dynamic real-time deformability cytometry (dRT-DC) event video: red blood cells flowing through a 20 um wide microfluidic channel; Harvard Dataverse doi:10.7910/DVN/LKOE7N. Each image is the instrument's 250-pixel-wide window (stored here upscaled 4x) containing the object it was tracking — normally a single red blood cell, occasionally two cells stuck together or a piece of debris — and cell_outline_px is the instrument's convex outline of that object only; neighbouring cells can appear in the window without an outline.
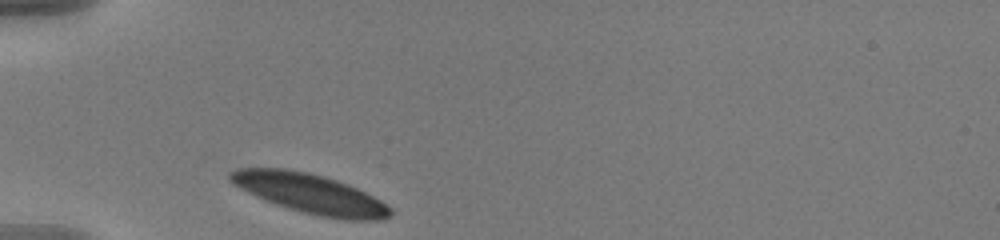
{"species": "human", "species_latin": "Homo sapiens", "temperature_condition": "warm", "stored_images_in_passage": 31, "camera_frame_rate_fps": 3000, "um_per_image_px": 0.085, "donor": {"sex": "male"}, "frame": {"image": 1, "passage_image": 1, "time_ms": 0.0, "image_size_px": [1000, 240], "cell_outline_px": [[392, 216], [384, 220], [344, 220], [320, 216], [288, 208], [276, 204], [256, 196], [240, 188], [228, 180], [228, 172], [236, 168], [284, 168], [308, 172], [324, 176], [348, 184], [380, 200], [392, 208]], "centroid_in_image_um": [26.37, 16.45], "position_along_channel_um": 58.6, "area_um2": 36.93}}
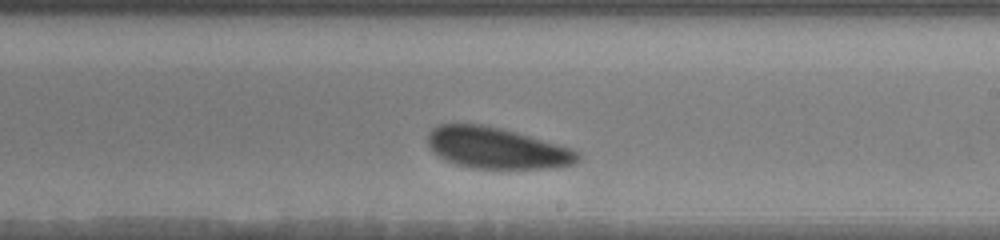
{"frame": {"image": 2, "passage_image": 18, "time_ms": 5.667, "image_size_px": [1000, 240], "cell_outline_px": [[580, 156], [572, 164], [552, 168], [472, 168], [456, 164], [432, 152], [428, 148], [428, 132], [432, 128], [440, 124], [480, 124], [500, 128], [516, 132], [572, 148], [580, 152]], "centroid_in_image_um": [42.2, 12.58], "position_along_channel_um": 246.8, "area_um2": 35.84}}
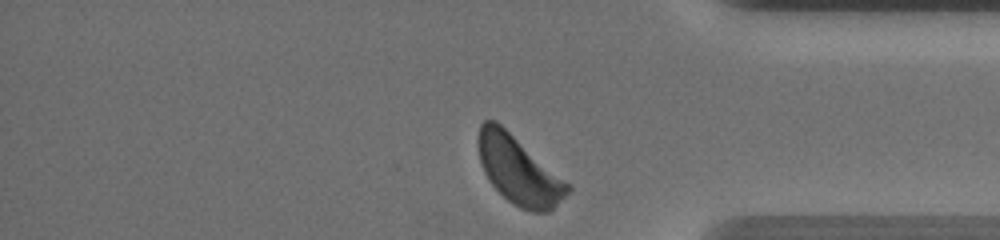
{"frame": {"image": 3, "passage_image": 31, "time_ms": 10.0, "image_size_px": [1000, 240], "cell_outline_px": [[572, 188], [548, 212], [532, 212], [520, 208], [508, 200], [492, 184], [484, 172], [480, 160], [476, 140], [480, 124], [484, 120], [496, 120], [572, 184]], "centroid_in_image_um": [44.09, 14.44], "position_along_channel_um": 391.1, "area_um2": 35.49}, "authors_computed_cell_mechanics": {"area_um2": 36.6452, "velocity_mm_per_s": 3.5441, "shape_relaxation_time_tau1_ms": 2.203, "shape_relaxation_time_tau2_ms": 5.0691, "deformation_change_tau1": 0.0672, "deformation_change_tau2": 0.1044}}